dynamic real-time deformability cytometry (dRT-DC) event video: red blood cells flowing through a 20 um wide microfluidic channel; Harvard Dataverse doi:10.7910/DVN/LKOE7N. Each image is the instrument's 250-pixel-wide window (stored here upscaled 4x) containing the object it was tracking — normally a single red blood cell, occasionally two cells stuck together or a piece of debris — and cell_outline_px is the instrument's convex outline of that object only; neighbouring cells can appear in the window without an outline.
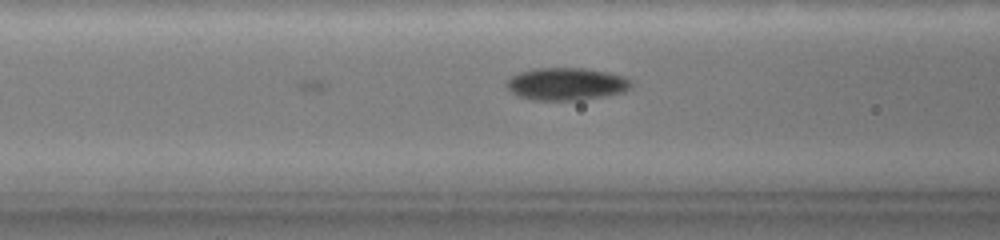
{"species": "common noctule bat (a hibernating species)", "species_latin": "Nyctalus noctula", "temperature_condition": "warm", "stored_images_in_passage": 7, "camera_frame_rate_fps": 3000, "um_per_image_px": 0.085, "animal": {"sex": "female", "body_mass_g": 19.0, "forearm_length_mm": 51.5}, "frame": {"image": 1, "passage_image": 5, "time_ms": 1.667, "image_size_px": [1000, 240], "cell_outline_px": [[632, 84], [628, 88], [620, 92], [600, 96], [576, 100], [544, 100], [524, 96], [516, 92], [508, 84], [508, 80], [512, 76], [520, 72], [536, 68], [584, 68], [608, 72], [624, 76]], "centroid_in_image_um": [48.2, 7.1], "position_along_channel_um": 118.4, "area_um2": 22.54}}
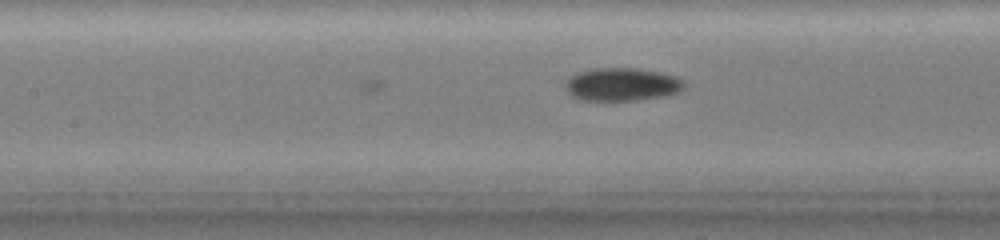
{"frame": {"image": 2, "passage_image": 7, "time_ms": 2.667, "image_size_px": [1000, 240], "cell_outline_px": [[684, 84], [676, 92], [656, 96], [632, 100], [588, 100], [576, 96], [568, 88], [568, 80], [572, 76], [580, 72], [592, 68], [636, 68], [660, 72], [672, 76], [680, 80]], "centroid_in_image_um": [52.86, 7.14], "position_along_channel_um": 154.5, "area_um2": 21.62}}